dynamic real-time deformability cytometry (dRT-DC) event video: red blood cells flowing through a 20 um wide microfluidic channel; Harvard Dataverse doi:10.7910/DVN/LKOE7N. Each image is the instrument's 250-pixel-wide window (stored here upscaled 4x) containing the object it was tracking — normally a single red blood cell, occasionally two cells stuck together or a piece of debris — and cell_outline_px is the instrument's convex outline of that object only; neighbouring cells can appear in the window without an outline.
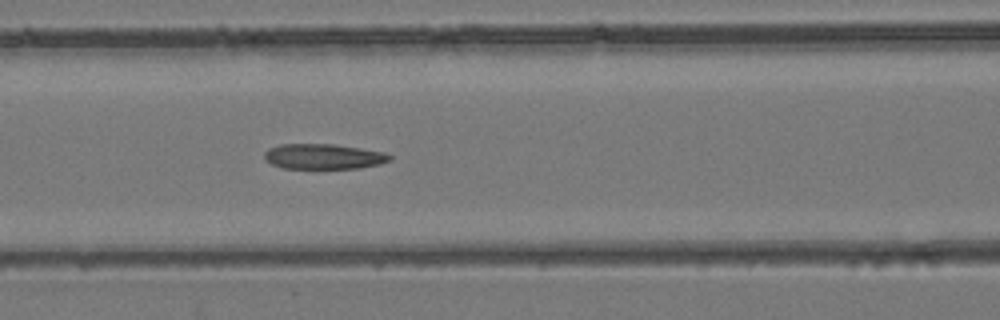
{"species": "common noctule bat (a hibernating species)", "species_latin": "Nyctalus noctula", "temperature_condition": "room temperature", "stored_images_in_passage": 32, "camera_frame_rate_fps": 3000, "um_per_image_px": 0.085, "animal": {"sex": "female", "body_mass_g": 24.6, "forearm_length_mm": 56.2}, "frame": {"image": 1, "passage_image": 8, "time_ms": 2.333, "image_size_px": [1000, 320], "cell_outline_px": [[392, 160], [380, 164], [360, 168], [284, 168], [272, 164], [264, 156], [264, 152], [268, 148], [280, 144], [332, 144], [360, 148], [384, 152], [392, 156]], "centroid_in_image_um": [27.52, 13.3], "position_along_channel_um": 139.1, "area_um2": 18.38}}
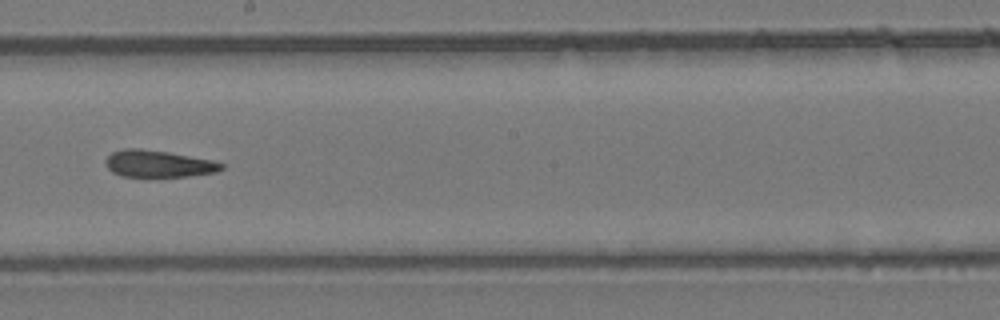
{"frame": {"image": 2, "passage_image": 14, "time_ms": 4.333, "image_size_px": [1000, 320], "cell_outline_px": [[224, 168], [216, 172], [188, 176], [120, 176], [112, 172], [104, 164], [104, 160], [112, 152], [124, 148], [140, 148], [168, 152], [212, 160], [224, 164]], "centroid_in_image_um": [13.43, 13.91], "position_along_channel_um": 234.8, "area_um2": 18.15}}
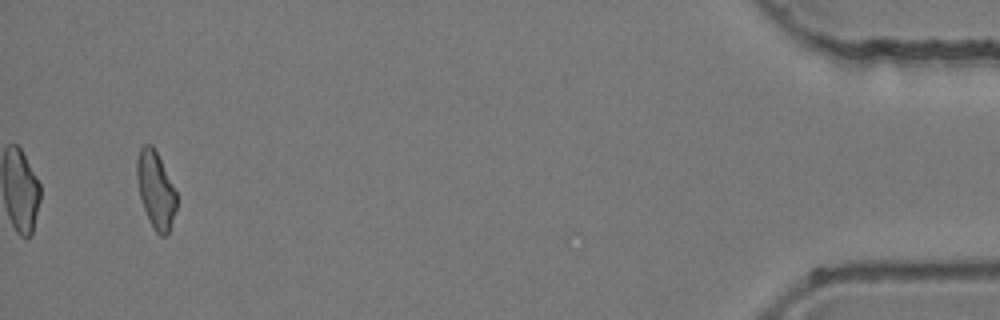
{"frame": {"image": 3, "passage_image": 31, "time_ms": 10.0, "image_size_px": [1000, 320], "cell_outline_px": [[176, 208], [168, 232], [164, 236], [160, 236], [156, 232], [144, 208], [140, 196], [136, 180], [136, 160], [140, 148], [144, 144], [152, 144], [176, 192]], "centroid_in_image_um": [13.21, 16.11], "position_along_channel_um": 422.0, "area_um2": 17.28}}